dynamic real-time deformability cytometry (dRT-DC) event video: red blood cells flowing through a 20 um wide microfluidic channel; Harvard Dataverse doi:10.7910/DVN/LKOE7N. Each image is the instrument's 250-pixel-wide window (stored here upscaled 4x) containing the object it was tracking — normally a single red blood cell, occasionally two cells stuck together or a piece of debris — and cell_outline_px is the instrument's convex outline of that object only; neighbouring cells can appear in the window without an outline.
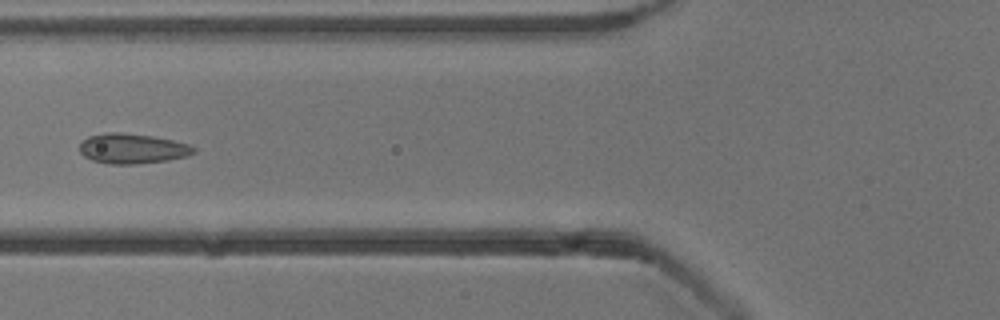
{"species": "common noctule bat (a hibernating species)", "species_latin": "Nyctalus noctula", "temperature_condition": "cold", "stored_images_in_passage": 6, "camera_frame_rate_fps": 3000, "um_per_image_px": 0.085, "animal": {"sex": "male", "body_mass_g": 13.3}, "frame": {"image": 1, "passage_image": 5, "time_ms": 5.0, "image_size_px": [1000, 320], "cell_outline_px": [[196, 152], [188, 156], [168, 160], [136, 164], [108, 164], [92, 160], [84, 156], [80, 152], [80, 144], [88, 136], [108, 132], [116, 132], [152, 136], [172, 140], [188, 144], [196, 148]], "centroid_in_image_um": [11.26, 12.64], "position_along_channel_um": 114.5, "area_um2": 19.94}}
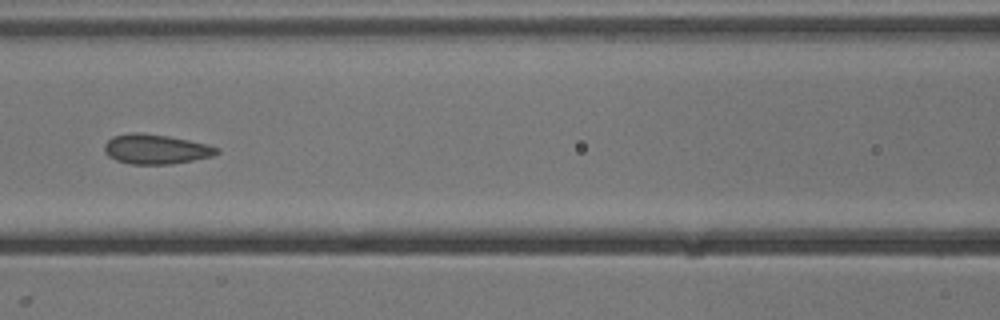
{"frame": {"image": 2, "passage_image": 6, "time_ms": 6.0, "image_size_px": [1000, 320], "cell_outline_px": [[220, 152], [212, 156], [192, 160], [168, 164], [132, 164], [116, 160], [108, 156], [104, 152], [104, 144], [112, 136], [132, 132], [140, 132], [168, 136], [208, 144], [220, 148]], "centroid_in_image_um": [13.23, 12.67], "position_along_channel_um": 153.4, "area_um2": 19.48}}